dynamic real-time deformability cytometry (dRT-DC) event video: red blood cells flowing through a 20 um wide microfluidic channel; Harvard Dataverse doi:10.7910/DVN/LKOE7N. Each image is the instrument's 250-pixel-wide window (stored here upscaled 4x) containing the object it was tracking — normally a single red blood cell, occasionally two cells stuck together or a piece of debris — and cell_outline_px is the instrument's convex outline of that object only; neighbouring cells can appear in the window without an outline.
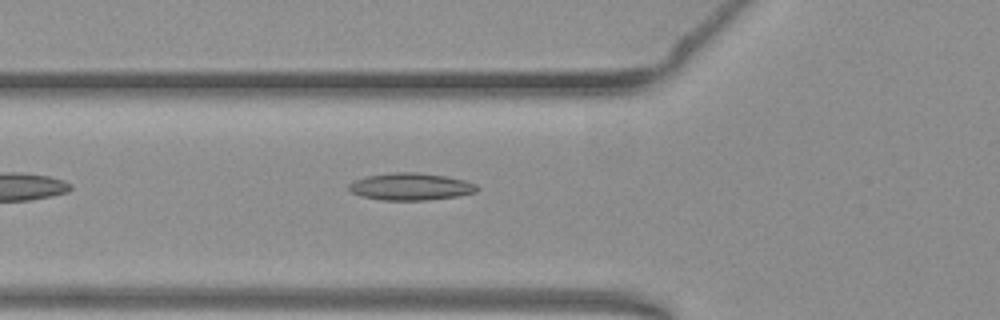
{"species": "common noctule bat (a hibernating species)", "species_latin": "Nyctalus noctula", "temperature_condition": "warm", "stored_images_in_passage": 35, "camera_frame_rate_fps": 3000, "um_per_image_px": 0.085, "animal": {"sex": "female", "body_mass_g": 19.3, "forearm_length_mm": 54.1}, "frame": {"image": 1, "passage_image": 2, "time_ms": 0.333, "image_size_px": [1000, 320], "cell_outline_px": [[480, 188], [476, 192], [460, 196], [428, 200], [380, 200], [360, 196], [352, 192], [348, 188], [348, 184], [356, 180], [368, 176], [392, 172], [416, 172], [444, 176], [464, 180], [476, 184]], "centroid_in_image_um": [34.93, 15.87], "position_along_channel_um": 90.9, "area_um2": 20.35}}
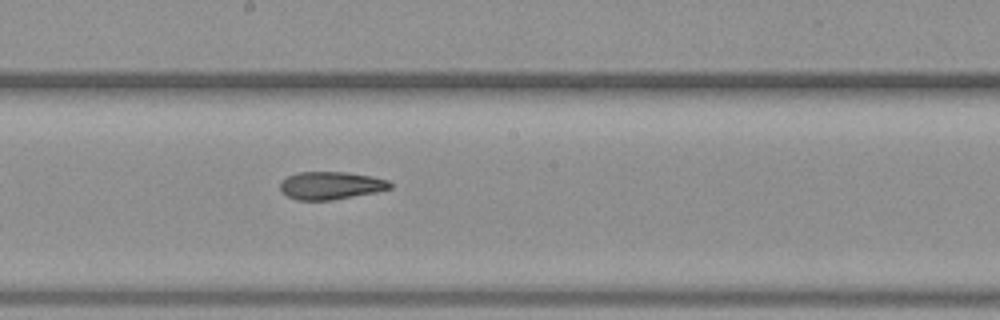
{"frame": {"image": 2, "passage_image": 12, "time_ms": 3.667, "image_size_px": [1000, 320], "cell_outline_px": [[392, 188], [376, 192], [332, 200], [296, 200], [288, 196], [280, 188], [280, 184], [288, 176], [296, 172], [344, 172], [372, 176], [388, 180], [392, 184]], "centroid_in_image_um": [28.14, 15.76], "position_along_channel_um": 220.1, "area_um2": 17.69}}
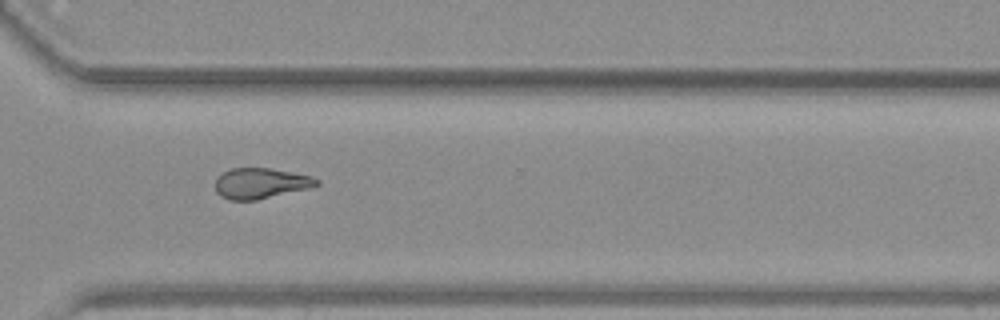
{"frame": {"image": 3, "passage_image": 22, "time_ms": 7.0, "image_size_px": [1000, 320], "cell_outline_px": [[320, 184], [308, 188], [256, 200], [228, 200], [220, 196], [216, 192], [216, 176], [232, 168], [268, 168], [312, 176], [320, 180]], "centroid_in_image_um": [22.13, 15.58], "position_along_channel_um": 348.5, "area_um2": 17.98}}